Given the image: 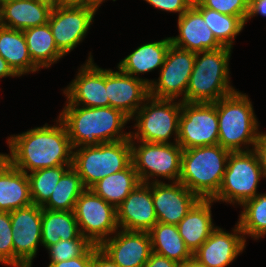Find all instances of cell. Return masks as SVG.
<instances>
[{
	"instance_id": "cell-1",
	"label": "cell",
	"mask_w": 266,
	"mask_h": 267,
	"mask_svg": "<svg viewBox=\"0 0 266 267\" xmlns=\"http://www.w3.org/2000/svg\"><path fill=\"white\" fill-rule=\"evenodd\" d=\"M58 125L30 129L8 138L10 154L0 153L12 166L28 171L72 165L73 147L67 129L60 119Z\"/></svg>"
},
{
	"instance_id": "cell-2",
	"label": "cell",
	"mask_w": 266,
	"mask_h": 267,
	"mask_svg": "<svg viewBox=\"0 0 266 267\" xmlns=\"http://www.w3.org/2000/svg\"><path fill=\"white\" fill-rule=\"evenodd\" d=\"M58 118L65 125L73 148L130 139L131 132L122 130L131 119L110 106L66 105Z\"/></svg>"
},
{
	"instance_id": "cell-3",
	"label": "cell",
	"mask_w": 266,
	"mask_h": 267,
	"mask_svg": "<svg viewBox=\"0 0 266 267\" xmlns=\"http://www.w3.org/2000/svg\"><path fill=\"white\" fill-rule=\"evenodd\" d=\"M214 104L218 116V144L231 152L249 151V145L254 149L261 133L257 132L259 124L248 96L236 90ZM243 145L248 148L244 150Z\"/></svg>"
},
{
	"instance_id": "cell-4",
	"label": "cell",
	"mask_w": 266,
	"mask_h": 267,
	"mask_svg": "<svg viewBox=\"0 0 266 267\" xmlns=\"http://www.w3.org/2000/svg\"><path fill=\"white\" fill-rule=\"evenodd\" d=\"M231 51L223 46L196 53L185 102L215 103L236 91L229 82Z\"/></svg>"
},
{
	"instance_id": "cell-5",
	"label": "cell",
	"mask_w": 266,
	"mask_h": 267,
	"mask_svg": "<svg viewBox=\"0 0 266 267\" xmlns=\"http://www.w3.org/2000/svg\"><path fill=\"white\" fill-rule=\"evenodd\" d=\"M230 152L219 144L183 150L179 182L200 199H212L221 186Z\"/></svg>"
},
{
	"instance_id": "cell-6",
	"label": "cell",
	"mask_w": 266,
	"mask_h": 267,
	"mask_svg": "<svg viewBox=\"0 0 266 267\" xmlns=\"http://www.w3.org/2000/svg\"><path fill=\"white\" fill-rule=\"evenodd\" d=\"M73 149L79 150L73 151L72 168L79 174L86 189L132 163L131 139Z\"/></svg>"
},
{
	"instance_id": "cell-7",
	"label": "cell",
	"mask_w": 266,
	"mask_h": 267,
	"mask_svg": "<svg viewBox=\"0 0 266 267\" xmlns=\"http://www.w3.org/2000/svg\"><path fill=\"white\" fill-rule=\"evenodd\" d=\"M261 177L264 176L253 149L230 152L221 186L212 200L230 204L236 202L241 206L258 194L256 191Z\"/></svg>"
},
{
	"instance_id": "cell-8",
	"label": "cell",
	"mask_w": 266,
	"mask_h": 267,
	"mask_svg": "<svg viewBox=\"0 0 266 267\" xmlns=\"http://www.w3.org/2000/svg\"><path fill=\"white\" fill-rule=\"evenodd\" d=\"M174 101V99H159L149 96L146 103L144 101L134 115V119L137 121L134 128L136 127L137 131L132 132L130 139L169 144L171 143L169 138L174 133L175 143H177L181 101Z\"/></svg>"
},
{
	"instance_id": "cell-9",
	"label": "cell",
	"mask_w": 266,
	"mask_h": 267,
	"mask_svg": "<svg viewBox=\"0 0 266 267\" xmlns=\"http://www.w3.org/2000/svg\"><path fill=\"white\" fill-rule=\"evenodd\" d=\"M133 141L131 139V160L140 182L150 183V178L155 176L179 181L183 149L178 143L140 141L136 146Z\"/></svg>"
},
{
	"instance_id": "cell-10",
	"label": "cell",
	"mask_w": 266,
	"mask_h": 267,
	"mask_svg": "<svg viewBox=\"0 0 266 267\" xmlns=\"http://www.w3.org/2000/svg\"><path fill=\"white\" fill-rule=\"evenodd\" d=\"M218 138L216 105L181 101L177 143L182 149L217 145Z\"/></svg>"
},
{
	"instance_id": "cell-11",
	"label": "cell",
	"mask_w": 266,
	"mask_h": 267,
	"mask_svg": "<svg viewBox=\"0 0 266 267\" xmlns=\"http://www.w3.org/2000/svg\"><path fill=\"white\" fill-rule=\"evenodd\" d=\"M73 212L81 235L92 244L99 246L119 229L116 208L91 189L79 196Z\"/></svg>"
},
{
	"instance_id": "cell-12",
	"label": "cell",
	"mask_w": 266,
	"mask_h": 267,
	"mask_svg": "<svg viewBox=\"0 0 266 267\" xmlns=\"http://www.w3.org/2000/svg\"><path fill=\"white\" fill-rule=\"evenodd\" d=\"M196 53L170 45L163 66L160 68L158 81L152 80L149 95L159 99H176L183 95L189 85Z\"/></svg>"
},
{
	"instance_id": "cell-13",
	"label": "cell",
	"mask_w": 266,
	"mask_h": 267,
	"mask_svg": "<svg viewBox=\"0 0 266 267\" xmlns=\"http://www.w3.org/2000/svg\"><path fill=\"white\" fill-rule=\"evenodd\" d=\"M14 248V267H31L42 243V208L36 204L10 212Z\"/></svg>"
},
{
	"instance_id": "cell-14",
	"label": "cell",
	"mask_w": 266,
	"mask_h": 267,
	"mask_svg": "<svg viewBox=\"0 0 266 267\" xmlns=\"http://www.w3.org/2000/svg\"><path fill=\"white\" fill-rule=\"evenodd\" d=\"M96 8H61L51 11L49 26L58 50L65 56L86 36Z\"/></svg>"
},
{
	"instance_id": "cell-15",
	"label": "cell",
	"mask_w": 266,
	"mask_h": 267,
	"mask_svg": "<svg viewBox=\"0 0 266 267\" xmlns=\"http://www.w3.org/2000/svg\"><path fill=\"white\" fill-rule=\"evenodd\" d=\"M63 93L67 97V105L108 107L106 69L95 65L90 53L75 79L64 89Z\"/></svg>"
},
{
	"instance_id": "cell-16",
	"label": "cell",
	"mask_w": 266,
	"mask_h": 267,
	"mask_svg": "<svg viewBox=\"0 0 266 267\" xmlns=\"http://www.w3.org/2000/svg\"><path fill=\"white\" fill-rule=\"evenodd\" d=\"M150 183L158 222L177 225L200 198L179 181L172 184L160 180Z\"/></svg>"
},
{
	"instance_id": "cell-17",
	"label": "cell",
	"mask_w": 266,
	"mask_h": 267,
	"mask_svg": "<svg viewBox=\"0 0 266 267\" xmlns=\"http://www.w3.org/2000/svg\"><path fill=\"white\" fill-rule=\"evenodd\" d=\"M118 70H106V89L109 106L122 111L130 119H133L132 117L150 96L149 85L152 81L135 78L120 69Z\"/></svg>"
},
{
	"instance_id": "cell-18",
	"label": "cell",
	"mask_w": 266,
	"mask_h": 267,
	"mask_svg": "<svg viewBox=\"0 0 266 267\" xmlns=\"http://www.w3.org/2000/svg\"><path fill=\"white\" fill-rule=\"evenodd\" d=\"M120 230L104 240L99 248L120 267H143L152 253L149 233Z\"/></svg>"
},
{
	"instance_id": "cell-19",
	"label": "cell",
	"mask_w": 266,
	"mask_h": 267,
	"mask_svg": "<svg viewBox=\"0 0 266 267\" xmlns=\"http://www.w3.org/2000/svg\"><path fill=\"white\" fill-rule=\"evenodd\" d=\"M120 229L148 232L157 222L150 183L140 182L116 208Z\"/></svg>"
},
{
	"instance_id": "cell-20",
	"label": "cell",
	"mask_w": 266,
	"mask_h": 267,
	"mask_svg": "<svg viewBox=\"0 0 266 267\" xmlns=\"http://www.w3.org/2000/svg\"><path fill=\"white\" fill-rule=\"evenodd\" d=\"M245 243L246 239L238 223L233 233L217 227L193 253V258L206 267H226L243 251Z\"/></svg>"
},
{
	"instance_id": "cell-21",
	"label": "cell",
	"mask_w": 266,
	"mask_h": 267,
	"mask_svg": "<svg viewBox=\"0 0 266 267\" xmlns=\"http://www.w3.org/2000/svg\"><path fill=\"white\" fill-rule=\"evenodd\" d=\"M178 29L179 35L170 37L171 44L178 48L199 53L223 47L193 5L178 17Z\"/></svg>"
},
{
	"instance_id": "cell-22",
	"label": "cell",
	"mask_w": 266,
	"mask_h": 267,
	"mask_svg": "<svg viewBox=\"0 0 266 267\" xmlns=\"http://www.w3.org/2000/svg\"><path fill=\"white\" fill-rule=\"evenodd\" d=\"M33 204L29 179L0 154V211L12 212Z\"/></svg>"
},
{
	"instance_id": "cell-23",
	"label": "cell",
	"mask_w": 266,
	"mask_h": 267,
	"mask_svg": "<svg viewBox=\"0 0 266 267\" xmlns=\"http://www.w3.org/2000/svg\"><path fill=\"white\" fill-rule=\"evenodd\" d=\"M212 199H200L177 224L186 247L193 254L217 228L211 214Z\"/></svg>"
},
{
	"instance_id": "cell-24",
	"label": "cell",
	"mask_w": 266,
	"mask_h": 267,
	"mask_svg": "<svg viewBox=\"0 0 266 267\" xmlns=\"http://www.w3.org/2000/svg\"><path fill=\"white\" fill-rule=\"evenodd\" d=\"M1 6L2 26L16 30L47 24L52 9L34 0H19Z\"/></svg>"
},
{
	"instance_id": "cell-25",
	"label": "cell",
	"mask_w": 266,
	"mask_h": 267,
	"mask_svg": "<svg viewBox=\"0 0 266 267\" xmlns=\"http://www.w3.org/2000/svg\"><path fill=\"white\" fill-rule=\"evenodd\" d=\"M0 56L8 62L18 77L40 69L32 61L25 36L20 30L0 27Z\"/></svg>"
},
{
	"instance_id": "cell-26",
	"label": "cell",
	"mask_w": 266,
	"mask_h": 267,
	"mask_svg": "<svg viewBox=\"0 0 266 267\" xmlns=\"http://www.w3.org/2000/svg\"><path fill=\"white\" fill-rule=\"evenodd\" d=\"M170 45V37L143 44L121 60L118 64V69L135 78H139L136 75L161 68Z\"/></svg>"
},
{
	"instance_id": "cell-27",
	"label": "cell",
	"mask_w": 266,
	"mask_h": 267,
	"mask_svg": "<svg viewBox=\"0 0 266 267\" xmlns=\"http://www.w3.org/2000/svg\"><path fill=\"white\" fill-rule=\"evenodd\" d=\"M41 239L47 249L58 241L87 239L82 236L73 211H57L42 208Z\"/></svg>"
},
{
	"instance_id": "cell-28",
	"label": "cell",
	"mask_w": 266,
	"mask_h": 267,
	"mask_svg": "<svg viewBox=\"0 0 266 267\" xmlns=\"http://www.w3.org/2000/svg\"><path fill=\"white\" fill-rule=\"evenodd\" d=\"M152 252L182 264L193 257L177 225L157 222L149 231Z\"/></svg>"
},
{
	"instance_id": "cell-29",
	"label": "cell",
	"mask_w": 266,
	"mask_h": 267,
	"mask_svg": "<svg viewBox=\"0 0 266 267\" xmlns=\"http://www.w3.org/2000/svg\"><path fill=\"white\" fill-rule=\"evenodd\" d=\"M28 53L39 68H48L64 55L58 50L49 23L23 30Z\"/></svg>"
},
{
	"instance_id": "cell-30",
	"label": "cell",
	"mask_w": 266,
	"mask_h": 267,
	"mask_svg": "<svg viewBox=\"0 0 266 267\" xmlns=\"http://www.w3.org/2000/svg\"><path fill=\"white\" fill-rule=\"evenodd\" d=\"M139 183L137 172L131 163L126 169L99 180L90 189L117 208Z\"/></svg>"
},
{
	"instance_id": "cell-31",
	"label": "cell",
	"mask_w": 266,
	"mask_h": 267,
	"mask_svg": "<svg viewBox=\"0 0 266 267\" xmlns=\"http://www.w3.org/2000/svg\"><path fill=\"white\" fill-rule=\"evenodd\" d=\"M86 190L79 174L70 167L60 178L48 201L41 207L47 210L73 211L79 196Z\"/></svg>"
},
{
	"instance_id": "cell-32",
	"label": "cell",
	"mask_w": 266,
	"mask_h": 267,
	"mask_svg": "<svg viewBox=\"0 0 266 267\" xmlns=\"http://www.w3.org/2000/svg\"><path fill=\"white\" fill-rule=\"evenodd\" d=\"M202 15L216 40L232 49L233 40L243 30L245 23L238 17L226 15L210 8L195 7Z\"/></svg>"
},
{
	"instance_id": "cell-33",
	"label": "cell",
	"mask_w": 266,
	"mask_h": 267,
	"mask_svg": "<svg viewBox=\"0 0 266 267\" xmlns=\"http://www.w3.org/2000/svg\"><path fill=\"white\" fill-rule=\"evenodd\" d=\"M238 224L246 235L258 240L266 235V194H257L243 204Z\"/></svg>"
},
{
	"instance_id": "cell-34",
	"label": "cell",
	"mask_w": 266,
	"mask_h": 267,
	"mask_svg": "<svg viewBox=\"0 0 266 267\" xmlns=\"http://www.w3.org/2000/svg\"><path fill=\"white\" fill-rule=\"evenodd\" d=\"M72 165H60L52 168H43L28 173L30 195L33 204L42 207L49 199L50 195L62 175Z\"/></svg>"
},
{
	"instance_id": "cell-35",
	"label": "cell",
	"mask_w": 266,
	"mask_h": 267,
	"mask_svg": "<svg viewBox=\"0 0 266 267\" xmlns=\"http://www.w3.org/2000/svg\"><path fill=\"white\" fill-rule=\"evenodd\" d=\"M92 245L88 239L60 240L47 248L50 262H61L82 256Z\"/></svg>"
},
{
	"instance_id": "cell-36",
	"label": "cell",
	"mask_w": 266,
	"mask_h": 267,
	"mask_svg": "<svg viewBox=\"0 0 266 267\" xmlns=\"http://www.w3.org/2000/svg\"><path fill=\"white\" fill-rule=\"evenodd\" d=\"M249 0H199L194 7L213 9L226 15L238 16L244 23L248 13Z\"/></svg>"
},
{
	"instance_id": "cell-37",
	"label": "cell",
	"mask_w": 266,
	"mask_h": 267,
	"mask_svg": "<svg viewBox=\"0 0 266 267\" xmlns=\"http://www.w3.org/2000/svg\"><path fill=\"white\" fill-rule=\"evenodd\" d=\"M10 212L0 211V263L14 267Z\"/></svg>"
},
{
	"instance_id": "cell-38",
	"label": "cell",
	"mask_w": 266,
	"mask_h": 267,
	"mask_svg": "<svg viewBox=\"0 0 266 267\" xmlns=\"http://www.w3.org/2000/svg\"><path fill=\"white\" fill-rule=\"evenodd\" d=\"M147 3L151 4L157 9L177 12L180 17L184 12H186L192 5L191 0H145Z\"/></svg>"
},
{
	"instance_id": "cell-39",
	"label": "cell",
	"mask_w": 266,
	"mask_h": 267,
	"mask_svg": "<svg viewBox=\"0 0 266 267\" xmlns=\"http://www.w3.org/2000/svg\"><path fill=\"white\" fill-rule=\"evenodd\" d=\"M48 267H93V245L82 256L61 262H50Z\"/></svg>"
},
{
	"instance_id": "cell-40",
	"label": "cell",
	"mask_w": 266,
	"mask_h": 267,
	"mask_svg": "<svg viewBox=\"0 0 266 267\" xmlns=\"http://www.w3.org/2000/svg\"><path fill=\"white\" fill-rule=\"evenodd\" d=\"M93 267H120L98 245L93 244Z\"/></svg>"
},
{
	"instance_id": "cell-41",
	"label": "cell",
	"mask_w": 266,
	"mask_h": 267,
	"mask_svg": "<svg viewBox=\"0 0 266 267\" xmlns=\"http://www.w3.org/2000/svg\"><path fill=\"white\" fill-rule=\"evenodd\" d=\"M253 150L256 152L258 156L263 176L264 178H266V133L265 132L264 133L261 132Z\"/></svg>"
},
{
	"instance_id": "cell-42",
	"label": "cell",
	"mask_w": 266,
	"mask_h": 267,
	"mask_svg": "<svg viewBox=\"0 0 266 267\" xmlns=\"http://www.w3.org/2000/svg\"><path fill=\"white\" fill-rule=\"evenodd\" d=\"M143 267H179V264L174 260L152 252Z\"/></svg>"
},
{
	"instance_id": "cell-43",
	"label": "cell",
	"mask_w": 266,
	"mask_h": 267,
	"mask_svg": "<svg viewBox=\"0 0 266 267\" xmlns=\"http://www.w3.org/2000/svg\"><path fill=\"white\" fill-rule=\"evenodd\" d=\"M266 16V0H249L245 23L255 15Z\"/></svg>"
},
{
	"instance_id": "cell-44",
	"label": "cell",
	"mask_w": 266,
	"mask_h": 267,
	"mask_svg": "<svg viewBox=\"0 0 266 267\" xmlns=\"http://www.w3.org/2000/svg\"><path fill=\"white\" fill-rule=\"evenodd\" d=\"M61 8H93V0H58Z\"/></svg>"
},
{
	"instance_id": "cell-45",
	"label": "cell",
	"mask_w": 266,
	"mask_h": 267,
	"mask_svg": "<svg viewBox=\"0 0 266 267\" xmlns=\"http://www.w3.org/2000/svg\"><path fill=\"white\" fill-rule=\"evenodd\" d=\"M17 77L18 75L9 66L8 62L0 56V78Z\"/></svg>"
},
{
	"instance_id": "cell-46",
	"label": "cell",
	"mask_w": 266,
	"mask_h": 267,
	"mask_svg": "<svg viewBox=\"0 0 266 267\" xmlns=\"http://www.w3.org/2000/svg\"><path fill=\"white\" fill-rule=\"evenodd\" d=\"M179 267H206V266L200 264L195 258L192 257L186 262L179 264Z\"/></svg>"
},
{
	"instance_id": "cell-47",
	"label": "cell",
	"mask_w": 266,
	"mask_h": 267,
	"mask_svg": "<svg viewBox=\"0 0 266 267\" xmlns=\"http://www.w3.org/2000/svg\"><path fill=\"white\" fill-rule=\"evenodd\" d=\"M34 1L38 2L39 4L48 6L52 10L58 7V0H34Z\"/></svg>"
},
{
	"instance_id": "cell-48",
	"label": "cell",
	"mask_w": 266,
	"mask_h": 267,
	"mask_svg": "<svg viewBox=\"0 0 266 267\" xmlns=\"http://www.w3.org/2000/svg\"><path fill=\"white\" fill-rule=\"evenodd\" d=\"M105 0H93V8L99 9L98 7L100 6V4H102V2ZM116 1V0H113Z\"/></svg>"
},
{
	"instance_id": "cell-49",
	"label": "cell",
	"mask_w": 266,
	"mask_h": 267,
	"mask_svg": "<svg viewBox=\"0 0 266 267\" xmlns=\"http://www.w3.org/2000/svg\"><path fill=\"white\" fill-rule=\"evenodd\" d=\"M11 1H19V0H0V5L3 3L11 2Z\"/></svg>"
},
{
	"instance_id": "cell-50",
	"label": "cell",
	"mask_w": 266,
	"mask_h": 267,
	"mask_svg": "<svg viewBox=\"0 0 266 267\" xmlns=\"http://www.w3.org/2000/svg\"><path fill=\"white\" fill-rule=\"evenodd\" d=\"M2 26V23H1V6H0V27Z\"/></svg>"
},
{
	"instance_id": "cell-51",
	"label": "cell",
	"mask_w": 266,
	"mask_h": 267,
	"mask_svg": "<svg viewBox=\"0 0 266 267\" xmlns=\"http://www.w3.org/2000/svg\"><path fill=\"white\" fill-rule=\"evenodd\" d=\"M192 1V3H195V2H198L199 0H191Z\"/></svg>"
}]
</instances>
